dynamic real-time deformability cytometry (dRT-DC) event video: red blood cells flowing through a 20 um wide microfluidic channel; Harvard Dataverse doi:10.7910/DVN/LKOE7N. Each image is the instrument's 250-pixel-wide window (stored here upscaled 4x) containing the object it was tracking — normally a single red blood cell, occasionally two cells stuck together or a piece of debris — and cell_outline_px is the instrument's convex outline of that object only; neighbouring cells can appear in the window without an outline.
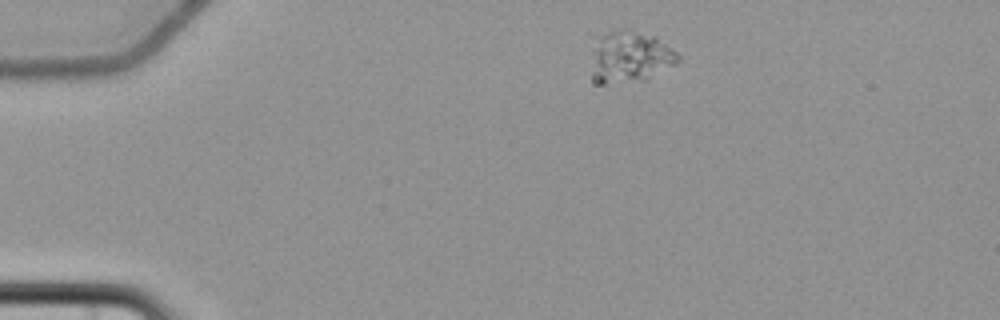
{"species": "common noctule bat (a hibernating species)", "species_latin": "Nyctalus noctula", "temperature_condition": "cold", "stored_images_in_passage": 4, "camera_frame_rate_fps": 3000, "um_per_image_px": 0.085, "animal": {"sex": "female", "body_mass_g": 22.7, "forearm_length_mm": 54.2}, "frame": {"image": 1, "passage_image": 1, "time_ms": 0.0, "image_size_px": [1000, 320], "cell_outline_px": [[680, 60], [648, 80], [604, 84], [592, 84], [592, 72], [596, 52], [600, 36], [608, 32], [620, 28], [624, 28], [656, 36], [676, 52], [680, 56]], "centroid_in_image_um": [53.6, 4.86], "position_along_channel_um": 31.4, "area_um2": 25.78}}
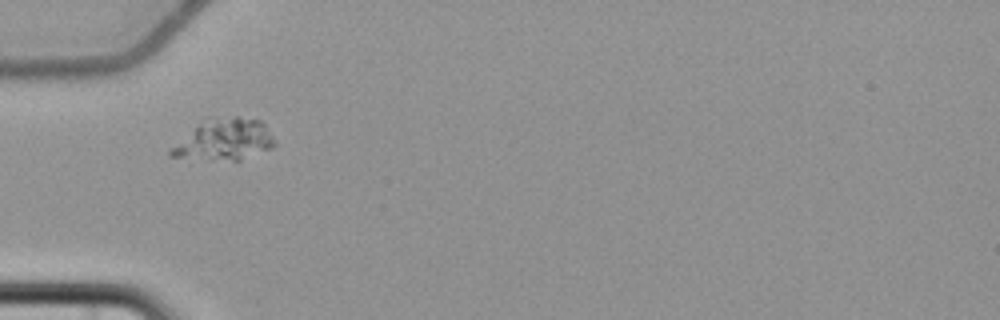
{"frame": {"image": 2, "passage_image": 3, "time_ms": 2.667, "image_size_px": [1000, 320], "cell_outline_px": [[276, 144], [272, 148], [240, 160], [232, 160], [168, 156], [168, 152], [172, 148], [200, 124], [236, 116], [240, 116], [260, 120], [264, 124], [272, 136]], "centroid_in_image_um": [19.17, 11.9], "position_along_channel_um": 65.8, "area_um2": 23.58}}
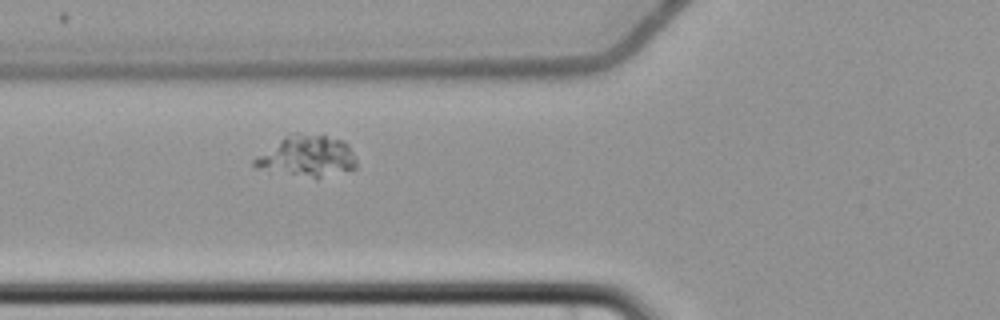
{"frame": {"image": 3, "passage_image": 4, "time_ms": 3.667, "image_size_px": [1000, 320], "cell_outline_px": [[356, 168], [316, 180], [256, 168], [252, 164], [252, 160], [280, 140], [296, 132], [300, 132], [324, 136], [344, 140], [348, 144], [356, 160]], "centroid_in_image_um": [26.13, 13.31], "position_along_channel_um": 99.7, "area_um2": 24.57}}